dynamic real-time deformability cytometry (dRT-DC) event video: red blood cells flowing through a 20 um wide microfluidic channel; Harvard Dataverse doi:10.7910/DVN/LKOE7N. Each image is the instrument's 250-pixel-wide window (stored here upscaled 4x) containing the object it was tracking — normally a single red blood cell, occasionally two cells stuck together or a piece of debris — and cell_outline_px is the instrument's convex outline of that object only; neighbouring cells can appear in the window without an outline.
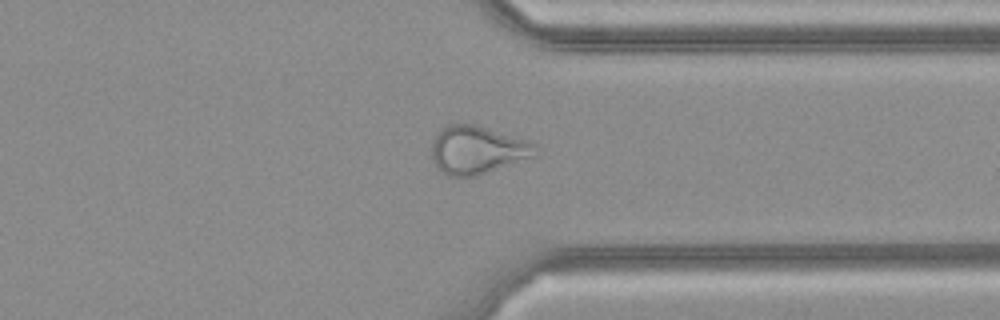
{"species": "common noctule bat (a hibernating species)", "species_latin": "Nyctalus noctula", "temperature_condition": "cold", "stored_images_in_passage": 29, "camera_frame_rate_fps": 3000, "um_per_image_px": 0.085, "animal": {"sex": "female", "body_mass_g": 21.9}, "frame": {"image": 1, "passage_image": 25, "time_ms": 8.0, "image_size_px": [1000, 320], "cell_outline_px": [[536, 156], [476, 176], [448, 176], [440, 172], [436, 168], [432, 160], [432, 140], [436, 132], [444, 124], [472, 124], [528, 140], [536, 144]], "centroid_in_image_um": [40.52, 12.75], "position_along_channel_um": 370.9, "area_um2": 29.25}}